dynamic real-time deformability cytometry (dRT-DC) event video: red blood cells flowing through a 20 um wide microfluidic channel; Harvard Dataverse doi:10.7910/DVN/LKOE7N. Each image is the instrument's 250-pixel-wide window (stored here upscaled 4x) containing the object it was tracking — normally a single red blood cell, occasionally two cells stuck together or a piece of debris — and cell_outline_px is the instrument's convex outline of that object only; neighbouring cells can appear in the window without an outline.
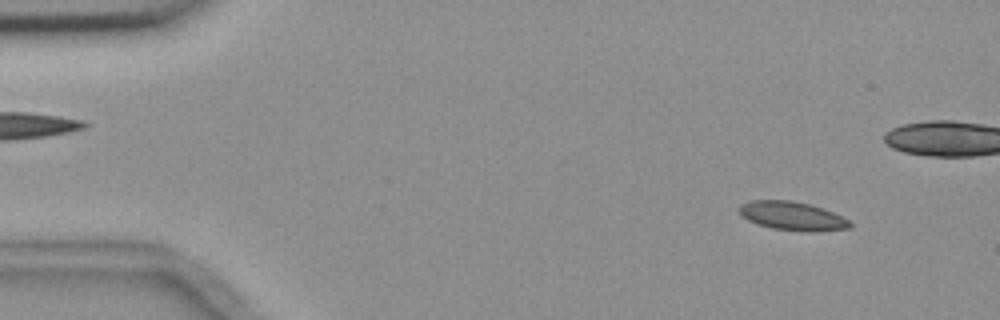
{"species": "common noctule bat (a hibernating species)", "species_latin": "Nyctalus noctula", "temperature_condition": "room temperature", "stored_images_in_passage": 4, "camera_frame_rate_fps": 3000, "um_per_image_px": 0.085, "animal": {"sex": "female", "body_mass_g": 18.4}, "frame": {"image": 1, "passage_image": 1, "time_ms": 0.0, "image_size_px": [1000, 320], "cell_outline_px": [[852, 228], [772, 228], [756, 224], [740, 216], [736, 208], [740, 204], [752, 200], [792, 200], [808, 204], [832, 212], [848, 220], [852, 224]], "centroid_in_image_um": [67.16, 18.28], "position_along_channel_um": 17.8, "area_um2": 17.4}}